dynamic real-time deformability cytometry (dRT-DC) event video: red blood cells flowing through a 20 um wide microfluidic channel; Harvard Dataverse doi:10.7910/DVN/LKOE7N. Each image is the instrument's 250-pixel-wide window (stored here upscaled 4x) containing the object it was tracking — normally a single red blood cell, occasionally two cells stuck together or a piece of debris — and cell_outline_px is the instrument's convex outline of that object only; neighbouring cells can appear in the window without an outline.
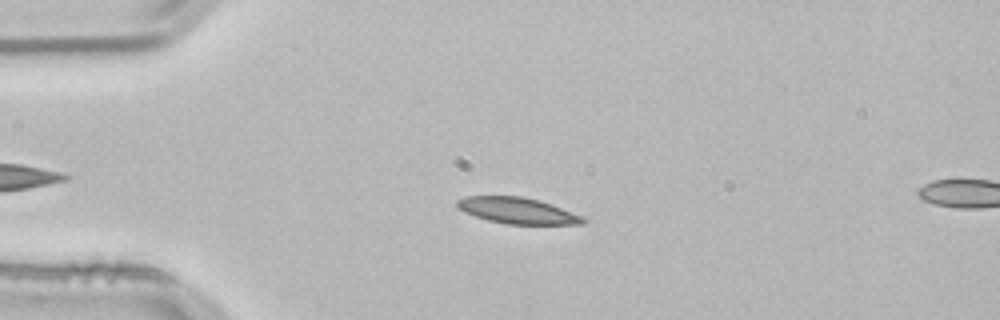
{"species": "common noctule bat (a hibernating species)", "species_latin": "Nyctalus noctula", "temperature_condition": "room temperature", "stored_images_in_passage": 4, "camera_frame_rate_fps": 3000, "um_per_image_px": 0.085, "animal": {"sex": "male", "body_mass_g": 21.5, "forearm_length_mm": 52.0}, "frame": {"image": 1, "passage_image": 3, "time_ms": 0.667, "image_size_px": [1000, 320], "cell_outline_px": [[584, 224], [508, 224], [488, 220], [464, 212], [456, 208], [456, 200], [464, 196], [524, 196], [540, 200], [552, 204], [584, 216]], "centroid_in_image_um": [43.97, 17.89], "position_along_channel_um": 41.0, "area_um2": 19.31}}